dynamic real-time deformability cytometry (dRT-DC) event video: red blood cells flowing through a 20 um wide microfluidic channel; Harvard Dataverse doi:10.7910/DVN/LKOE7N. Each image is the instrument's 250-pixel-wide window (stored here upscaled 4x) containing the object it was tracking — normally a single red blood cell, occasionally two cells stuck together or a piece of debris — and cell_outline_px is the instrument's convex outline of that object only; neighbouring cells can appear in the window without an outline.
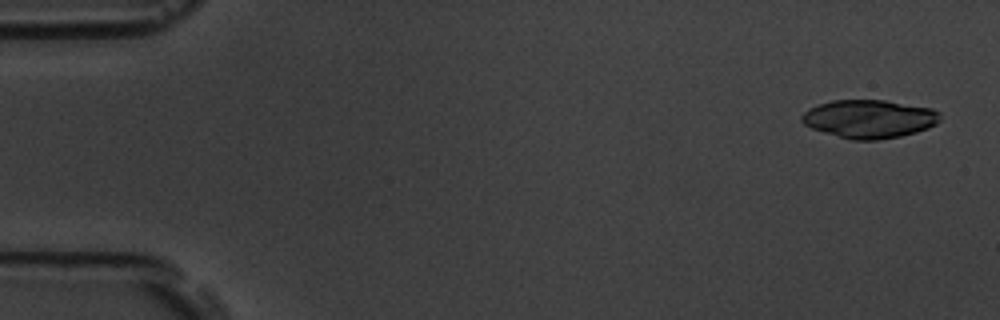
{"species": "common noctule bat (a hibernating species)", "species_latin": "Nyctalus noctula", "temperature_condition": "room temperature", "stored_images_in_passage": 53, "camera_frame_rate_fps": 3000, "um_per_image_px": 0.085, "animal": {"sex": "male", "body_mass_g": 19.5, "forearm_length_mm": 54.6}, "frame": {"image": 1, "passage_image": 2, "time_ms": 0.333, "image_size_px": [1000, 320], "cell_outline_px": [[940, 120], [936, 124], [928, 128], [916, 132], [900, 136], [876, 140], [852, 140], [824, 132], [812, 128], [804, 124], [800, 120], [800, 116], [808, 108], [832, 100], [884, 100], [932, 108], [940, 112]], "centroid_in_image_um": [73.89, 10.1], "position_along_channel_um": 11.1, "area_um2": 30.87}}